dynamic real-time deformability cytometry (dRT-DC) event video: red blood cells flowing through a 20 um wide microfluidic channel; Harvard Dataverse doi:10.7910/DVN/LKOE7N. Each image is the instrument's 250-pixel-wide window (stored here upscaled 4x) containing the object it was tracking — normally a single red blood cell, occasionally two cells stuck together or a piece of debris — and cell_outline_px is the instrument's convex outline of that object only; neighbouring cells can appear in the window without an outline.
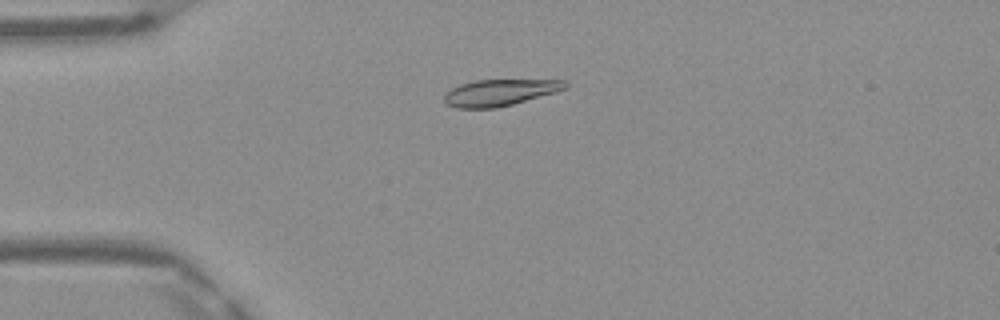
{"species": "Egyptian fruit bat (a non-hibernating species)", "species_latin": "Rousettus aegyptiacus", "temperature_condition": "warm", "stored_images_in_passage": 42, "camera_frame_rate_fps": 3000, "um_per_image_px": 0.085, "frame": {"image": 1, "passage_image": 6, "time_ms": 1.667, "image_size_px": [1000, 320], "cell_outline_px": [[568, 88], [556, 92], [512, 104], [496, 108], [456, 108], [448, 104], [444, 100], [444, 96], [452, 88], [460, 84], [476, 80], [564, 80], [568, 84]], "centroid_in_image_um": [42.5, 7.86], "position_along_channel_um": 42.5, "area_um2": 18.5}}
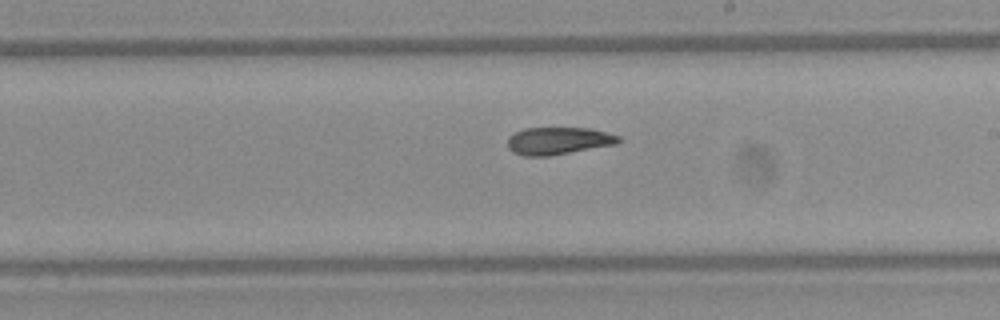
{"frame": {"image": 2, "passage_image": 22, "time_ms": 7.0, "image_size_px": [1000, 320], "cell_outline_px": [[620, 140], [616, 144], [552, 156], [524, 156], [512, 152], [508, 148], [508, 136], [524, 128], [592, 128], [620, 136]], "centroid_in_image_um": [47.45, 11.97], "position_along_channel_um": 241.6, "area_um2": 17.86}}
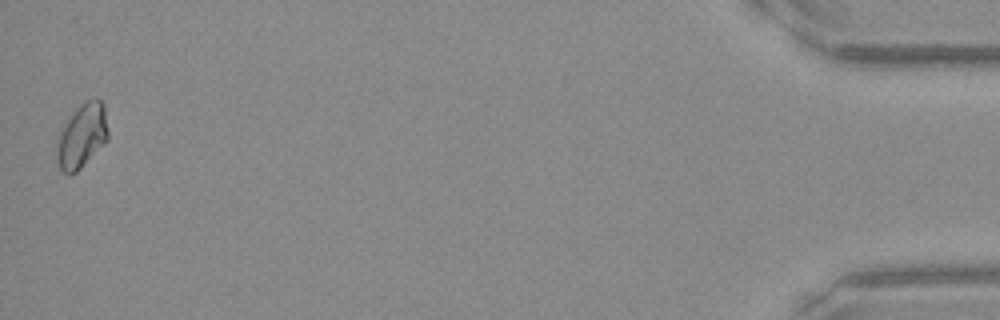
{"frame": {"image": 3, "passage_image": 42, "time_ms": 13.667, "image_size_px": [1000, 320], "cell_outline_px": [[108, 140], [76, 172], [64, 172], [60, 168], [56, 156], [56, 144], [68, 120], [76, 108], [80, 104], [96, 96], [104, 104], [108, 132]], "centroid_in_image_um": [7.0, 11.52], "position_along_channel_um": 428.2, "area_um2": 18.73}, "authors_computed_cell_mechanics": {"area_um2": 18.207, "velocity_mm_per_s": 4.1687, "shape_relaxation_time_tau1_ms": 4.9154, "shape_relaxation_time_tau2_ms": 8.4806, "deformation_change_tau1": 0.1543, "deformation_change_tau2": 0.1236}}